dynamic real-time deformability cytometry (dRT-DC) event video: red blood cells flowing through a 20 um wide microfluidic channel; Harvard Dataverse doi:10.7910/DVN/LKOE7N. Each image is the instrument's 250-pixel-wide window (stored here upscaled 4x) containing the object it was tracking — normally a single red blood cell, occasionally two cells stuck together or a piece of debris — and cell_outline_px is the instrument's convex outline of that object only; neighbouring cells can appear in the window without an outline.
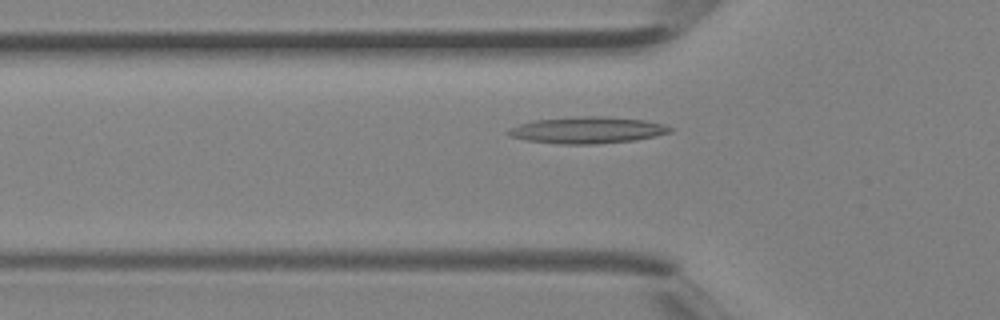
{"species": "Egyptian fruit bat (a non-hibernating species)", "species_latin": "Rousettus aegyptiacus", "temperature_condition": "room temperature", "stored_images_in_passage": 3, "camera_frame_rate_fps": 3000, "um_per_image_px": 0.085, "animal": {"sex": "female"}, "frame": {"image": 1, "passage_image": 3, "time_ms": 0.667, "image_size_px": [1000, 320], "cell_outline_px": [[672, 132], [656, 136], [636, 140], [596, 144], [560, 144], [528, 140], [512, 136], [504, 132], [520, 124], [532, 120], [572, 116], [600, 116], [644, 120], [664, 124], [672, 128]], "centroid_in_image_um": [49.95, 11.05], "position_along_channel_um": 75.9, "area_um2": 25.09}}